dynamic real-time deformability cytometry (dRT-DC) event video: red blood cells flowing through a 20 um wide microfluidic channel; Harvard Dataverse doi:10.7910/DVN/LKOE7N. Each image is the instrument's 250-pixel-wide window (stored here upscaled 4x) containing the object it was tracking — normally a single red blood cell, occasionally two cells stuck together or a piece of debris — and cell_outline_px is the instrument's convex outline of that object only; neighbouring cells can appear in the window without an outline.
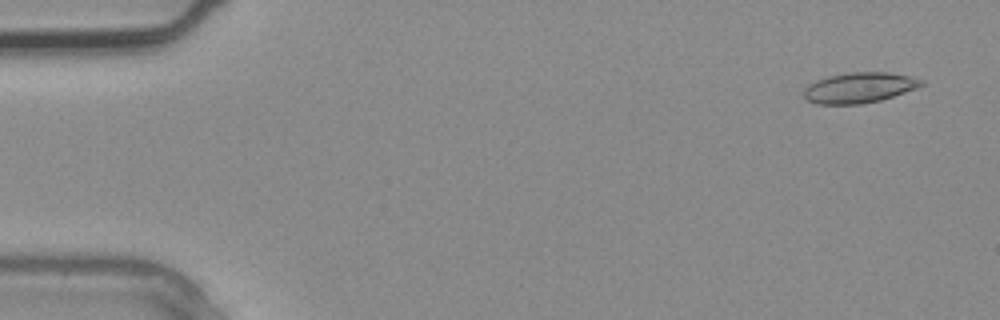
{"species": "common noctule bat (a hibernating species)", "species_latin": "Nyctalus noctula", "temperature_condition": "warm", "stored_images_in_passage": 2, "camera_frame_rate_fps": 3000, "um_per_image_px": 0.085, "animal": {"sex": "male", "body_mass_g": 20.4}, "frame": {"image": 1, "passage_image": 1, "time_ms": 0.0, "image_size_px": [1000, 320], "cell_outline_px": [[924, 84], [916, 88], [880, 100], [860, 104], [816, 104], [804, 100], [804, 88], [808, 84], [816, 80], [828, 76], [848, 72], [888, 72], [912, 76], [924, 80]], "centroid_in_image_um": [73.01, 7.45], "position_along_channel_um": 12.0, "area_um2": 20.98}}